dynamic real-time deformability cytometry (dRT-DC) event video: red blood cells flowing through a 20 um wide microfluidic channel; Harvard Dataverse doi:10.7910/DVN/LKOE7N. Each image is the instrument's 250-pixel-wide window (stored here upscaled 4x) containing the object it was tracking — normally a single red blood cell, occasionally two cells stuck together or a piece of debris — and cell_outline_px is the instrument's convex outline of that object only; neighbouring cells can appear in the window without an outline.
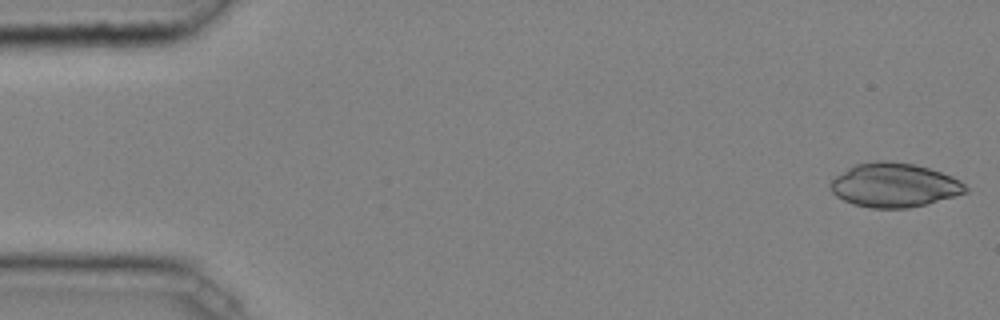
{"species": "common noctule bat (a hibernating species)", "species_latin": "Nyctalus noctula", "temperature_condition": "cold", "stored_images_in_passage": 46, "camera_frame_rate_fps": 3000, "um_per_image_px": 0.085, "animal": {"sex": "male", "body_mass_g": 20.4}, "frame": {"image": 1, "passage_image": 1, "time_ms": 0.0, "image_size_px": [1000, 320], "cell_outline_px": [[968, 192], [924, 204], [908, 208], [872, 208], [852, 204], [836, 196], [828, 188], [828, 184], [836, 176], [848, 168], [856, 164], [876, 160], [892, 160], [916, 164], [952, 176], [960, 180], [968, 188]], "centroid_in_image_um": [75.98, 15.72], "position_along_channel_um": 9.0, "area_um2": 34.8}}